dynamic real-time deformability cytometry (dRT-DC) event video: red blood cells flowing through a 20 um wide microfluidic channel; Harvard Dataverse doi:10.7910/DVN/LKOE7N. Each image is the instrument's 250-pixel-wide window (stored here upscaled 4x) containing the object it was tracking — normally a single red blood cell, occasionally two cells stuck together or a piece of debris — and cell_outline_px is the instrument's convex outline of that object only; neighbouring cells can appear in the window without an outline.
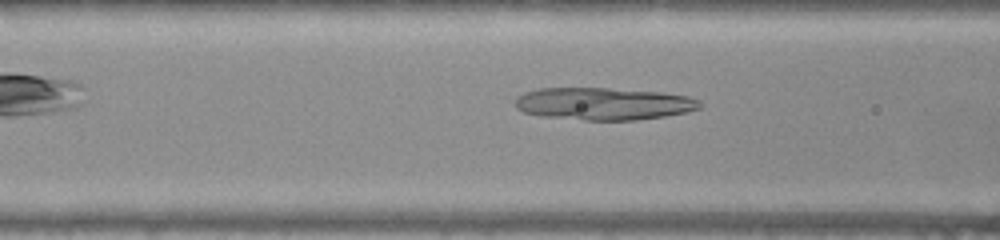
{"species": "common noctule bat (a hibernating species)", "species_latin": "Nyctalus noctula", "temperature_condition": "warm", "stored_images_in_passage": 47, "camera_frame_rate_fps": 3000, "um_per_image_px": 0.085, "animal": {"sex": "female", "body_mass_g": 22.0, "forearm_length_mm": 56.7}, "frame": {"image": 1, "passage_image": 16, "time_ms": 5.0, "image_size_px": [1000, 240], "cell_outline_px": [[700, 108], [688, 112], [664, 116], [636, 120], [584, 120], [540, 116], [524, 112], [516, 108], [516, 100], [524, 92], [540, 88], [608, 88], [660, 92], [688, 96], [700, 100]], "centroid_in_image_um": [51.31, 8.82], "position_along_channel_um": 115.3, "area_um2": 34.8}}
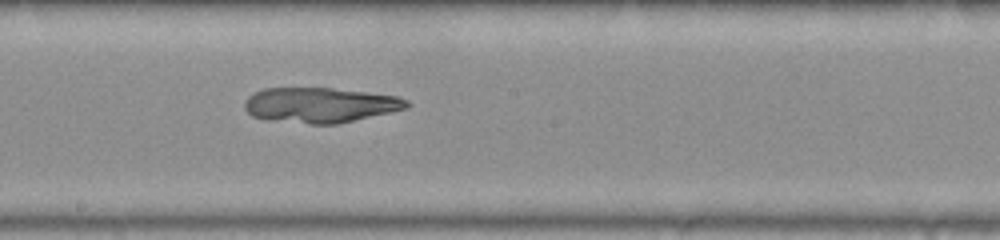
{"frame": {"image": 2, "passage_image": 24, "time_ms": 7.667, "image_size_px": [1000, 240], "cell_outline_px": [[412, 104], [408, 108], [336, 124], [312, 124], [268, 120], [252, 116], [244, 108], [244, 100], [248, 96], [264, 88], [332, 88], [400, 96], [408, 100]], "centroid_in_image_um": [27.22, 8.92], "position_along_channel_um": 221.0, "area_um2": 33.29}}
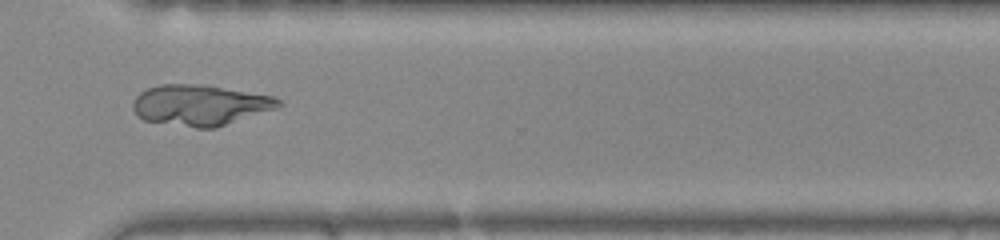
{"frame": {"image": 3, "passage_image": 34, "time_ms": 11.0, "image_size_px": [1000, 240], "cell_outline_px": [[284, 104], [276, 108], [216, 128], [196, 128], [144, 120], [136, 116], [132, 108], [132, 104], [136, 96], [140, 92], [148, 88], [160, 84], [196, 84], [272, 96], [280, 100]], "centroid_in_image_um": [16.96, 8.95], "position_along_channel_um": 353.6, "area_um2": 34.28}}